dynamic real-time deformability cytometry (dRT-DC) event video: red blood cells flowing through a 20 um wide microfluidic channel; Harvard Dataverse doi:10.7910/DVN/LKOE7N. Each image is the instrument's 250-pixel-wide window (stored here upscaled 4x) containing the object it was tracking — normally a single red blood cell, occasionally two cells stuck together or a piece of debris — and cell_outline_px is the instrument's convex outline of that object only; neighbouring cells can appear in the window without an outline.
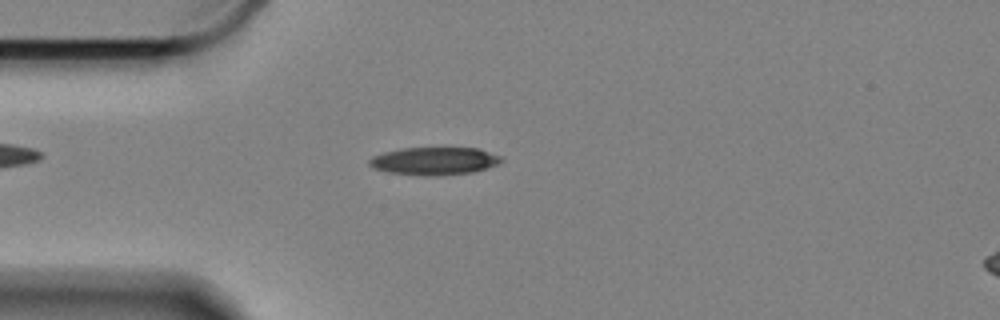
{"species": "Egyptian fruit bat (a non-hibernating species)", "species_latin": "Rousettus aegyptiacus", "temperature_condition": "cold", "stored_images_in_passage": 47, "camera_frame_rate_fps": 3000, "um_per_image_px": 0.085, "animal": {"sex": "female"}, "frame": {"image": 1, "passage_image": 3, "time_ms": 0.667, "image_size_px": [1000, 320], "cell_outline_px": [[504, 160], [500, 164], [472, 172], [436, 176], [424, 176], [388, 172], [372, 168], [368, 164], [368, 160], [372, 156], [384, 152], [400, 148], [480, 148], [500, 156]], "centroid_in_image_um": [36.91, 13.69], "position_along_channel_um": 48.1, "area_um2": 21.56}}
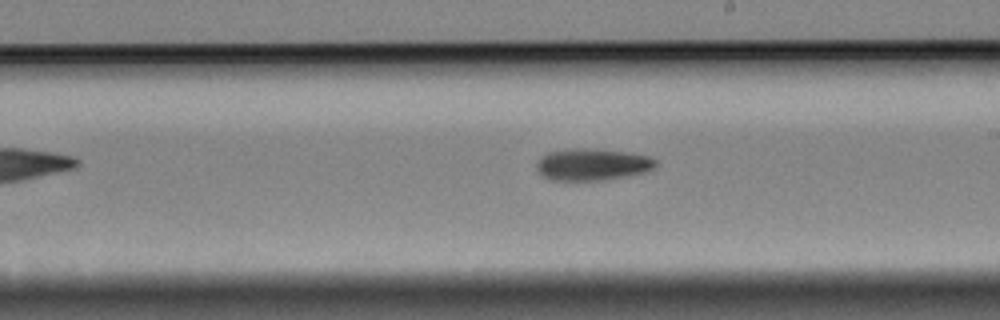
{"frame": {"image": 2, "passage_image": 21, "time_ms": 6.667, "image_size_px": [1000, 320], "cell_outline_px": [[656, 164], [652, 168], [644, 172], [600, 180], [552, 180], [544, 176], [540, 172], [536, 164], [548, 152], [568, 148], [600, 148], [632, 152], [648, 156], [656, 160]], "centroid_in_image_um": [50.36, 13.94], "position_along_channel_um": 238.6, "area_um2": 21.96}}
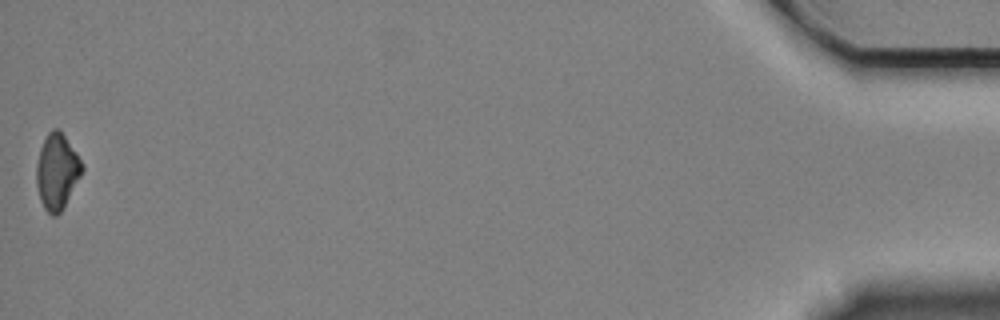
{"frame": {"image": 3, "passage_image": 47, "time_ms": 15.333, "image_size_px": [1000, 320], "cell_outline_px": [[84, 168], [80, 176], [60, 212], [56, 216], [52, 216], [44, 208], [40, 200], [36, 184], [36, 164], [40, 148], [48, 132], [52, 128], [56, 128], [64, 136], [76, 152], [84, 164]], "centroid_in_image_um": [4.83, 14.57], "position_along_channel_um": 430.4, "area_um2": 19.83}}